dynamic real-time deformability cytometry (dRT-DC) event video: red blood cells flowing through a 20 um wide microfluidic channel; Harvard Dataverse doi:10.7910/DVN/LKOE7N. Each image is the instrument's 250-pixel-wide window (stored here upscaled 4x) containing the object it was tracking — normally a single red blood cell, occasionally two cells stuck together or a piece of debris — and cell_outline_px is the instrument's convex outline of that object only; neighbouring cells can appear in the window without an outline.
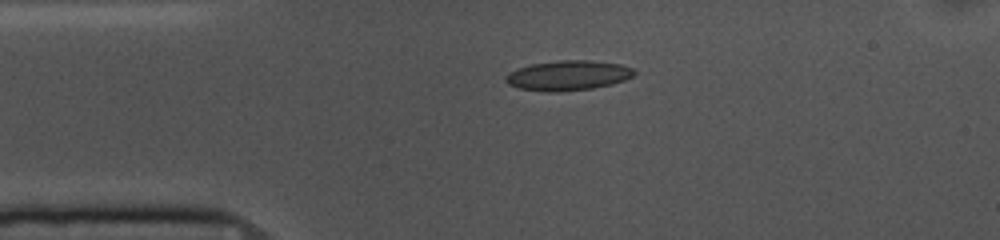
{"species": "common noctule bat (a hibernating species)", "species_latin": "Nyctalus noctula", "temperature_condition": "cold", "stored_images_in_passage": 43, "camera_frame_rate_fps": 3000, "um_per_image_px": 0.085, "animal": {"sex": "female", "body_mass_g": 10.0, "forearm_length_mm": 53.1}, "frame": {"image": 1, "passage_image": 1, "time_ms": 0.0, "image_size_px": [1000, 240], "cell_outline_px": [[636, 72], [632, 76], [624, 80], [612, 84], [592, 88], [556, 92], [548, 92], [520, 88], [508, 84], [504, 80], [504, 76], [508, 72], [516, 68], [532, 64], [560, 60], [592, 60], [620, 64], [632, 68]], "centroid_in_image_um": [48.25, 6.41], "position_along_channel_um": 36.7, "area_um2": 22.43}}
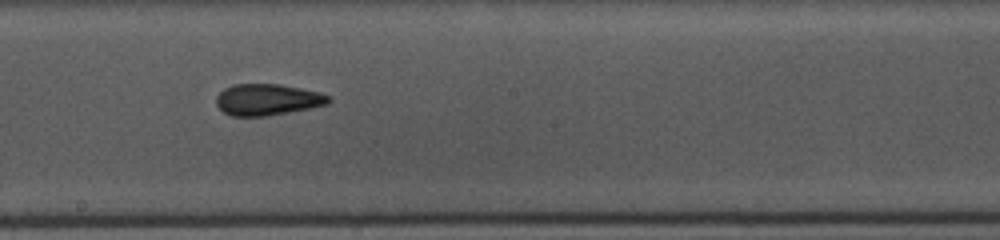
{"frame": {"image": 2, "passage_image": 18, "time_ms": 5.667, "image_size_px": [1000, 240], "cell_outline_px": [[332, 100], [328, 104], [268, 116], [232, 116], [224, 112], [216, 104], [216, 96], [224, 88], [232, 84], [280, 84], [300, 88], [316, 92], [328, 96]], "centroid_in_image_um": [22.69, 8.46], "position_along_channel_um": 225.5, "area_um2": 20.4}}
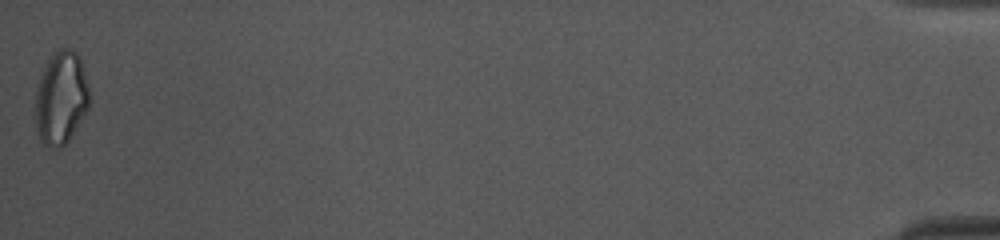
{"frame": {"image": 3, "passage_image": 43, "time_ms": 14.0, "image_size_px": [1000, 240], "cell_outline_px": [[88, 108], [68, 140], [60, 148], [52, 148], [44, 144], [40, 140], [36, 132], [36, 92], [44, 68], [52, 52], [60, 48], [72, 48], [80, 56], [88, 88]], "centroid_in_image_um": [5.17, 8.31], "position_along_channel_um": 430.0, "area_um2": 28.96}, "authors_computed_cell_mechanics": {"area_um2": 20.7502, "velocity_mm_per_s": 3.6969, "shape_relaxation_time_tau1_ms": 4.0209, "shape_relaxation_time_tau2_ms": 2.2555, "deformation_change_tau1": 0.1042, "deformation_change_tau2": 0.0883}}